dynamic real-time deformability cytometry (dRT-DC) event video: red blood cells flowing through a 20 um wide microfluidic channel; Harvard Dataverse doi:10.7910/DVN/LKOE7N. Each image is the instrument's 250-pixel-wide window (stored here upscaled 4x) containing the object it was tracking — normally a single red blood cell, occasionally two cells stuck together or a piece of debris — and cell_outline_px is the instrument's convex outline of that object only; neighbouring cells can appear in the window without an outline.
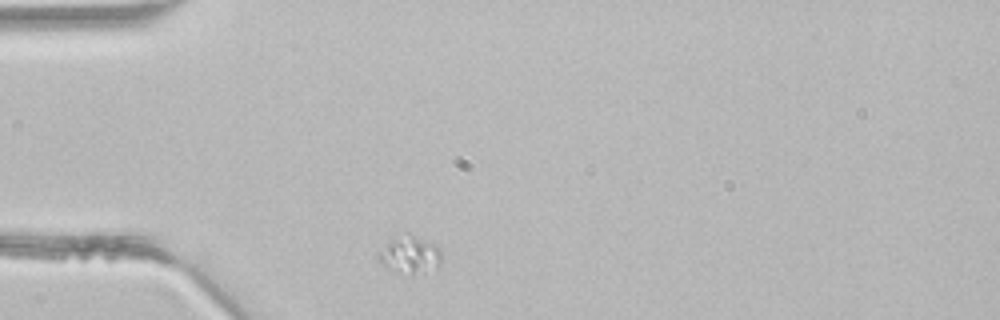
{"species": "common noctule bat (a hibernating species)", "species_latin": "Nyctalus noctula", "temperature_condition": "room temperature", "stored_images_in_passage": 1, "camera_frame_rate_fps": 3000, "um_per_image_px": 0.085, "animal": {"sex": "male", "body_mass_g": 21.5, "forearm_length_mm": 52.0}, "frame": {"image": 1, "passage_image": 1, "time_ms": 0.0, "image_size_px": [1000, 320], "cell_outline_px": [[444, 256], [440, 264], [436, 268], [412, 276], [384, 268], [380, 264], [376, 256], [376, 252], [392, 240], [408, 232], [436, 244], [440, 248]], "centroid_in_image_um": [34.85, 21.68], "position_along_channel_um": 50.1, "area_um2": 14.33}}